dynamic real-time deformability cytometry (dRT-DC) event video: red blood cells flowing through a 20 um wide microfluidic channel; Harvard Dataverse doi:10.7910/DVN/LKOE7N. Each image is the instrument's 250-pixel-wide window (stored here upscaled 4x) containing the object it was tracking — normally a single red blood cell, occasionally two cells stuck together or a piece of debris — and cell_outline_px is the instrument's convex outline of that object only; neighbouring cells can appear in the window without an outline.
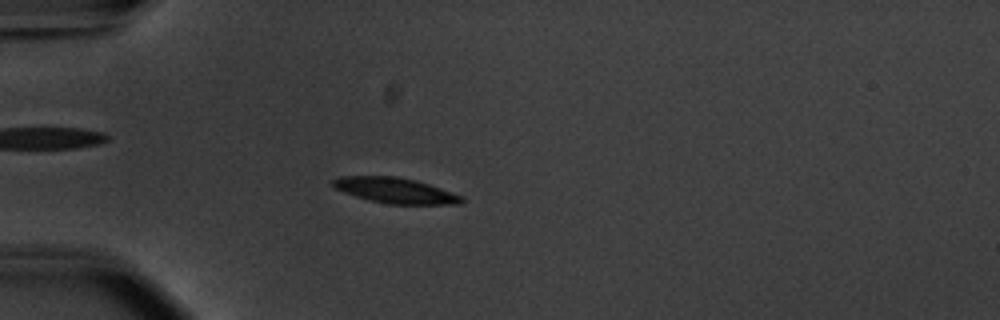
{"species": "common noctule bat (a hibernating species)", "species_latin": "Nyctalus noctula", "temperature_condition": "warm", "stored_images_in_passage": 41, "camera_frame_rate_fps": 3000, "um_per_image_px": 0.085, "animal": {"sex": "male", "body_mass_g": 20.1, "forearm_length_mm": 53.5}, "frame": {"image": 1, "passage_image": 2, "time_ms": 0.333, "image_size_px": [1000, 320], "cell_outline_px": [[464, 200], [460, 204], [388, 204], [368, 200], [332, 188], [332, 180], [336, 176], [396, 176], [416, 180], [464, 196]], "centroid_in_image_um": [33.57, 16.18], "position_along_channel_um": 51.4, "area_um2": 19.25}}
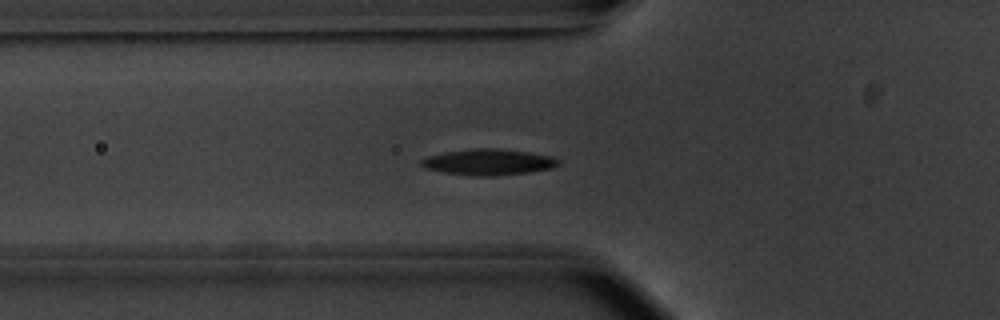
{"frame": {"image": 2, "passage_image": 6, "time_ms": 1.667, "image_size_px": [1000, 320], "cell_outline_px": [[560, 164], [552, 168], [528, 172], [496, 176], [476, 176], [440, 172], [424, 168], [420, 164], [420, 160], [428, 156], [444, 152], [476, 148], [496, 148], [528, 152], [552, 156], [560, 160]], "centroid_in_image_um": [41.51, 13.78], "position_along_channel_um": 84.3, "area_um2": 20.92}}
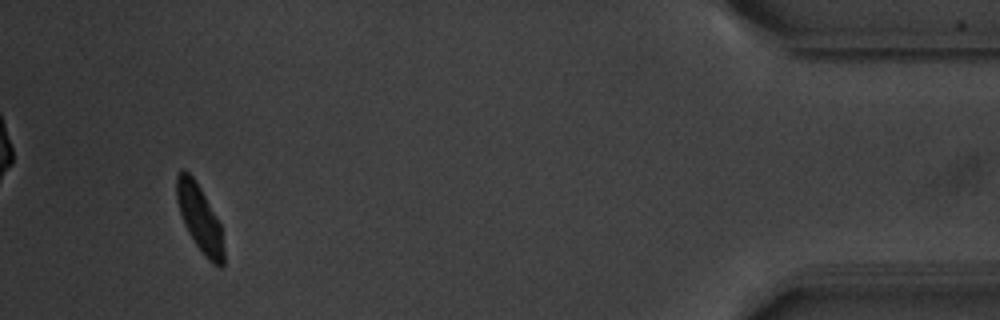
{"frame": {"image": 3, "passage_image": 38, "time_ms": 12.333, "image_size_px": [1000, 320], "cell_outline_px": [[224, 264], [220, 268], [212, 264], [204, 256], [188, 232], [184, 224], [176, 200], [176, 176], [180, 168], [184, 168], [192, 176], [200, 188], [220, 224], [224, 252]], "centroid_in_image_um": [16.95, 18.56], "position_along_channel_um": 418.2, "area_um2": 18.21}, "authors_computed_cell_mechanics": {"area_um2": 19.5364, "velocity_mm_per_s": 3.7139, "shape_relaxation_time_tau1_ms": 1.9831, "shape_relaxation_time_tau2_ms": 2.0626, "deformation_change_tau1": 0.1309, "deformation_change_tau2": 0.0579}}